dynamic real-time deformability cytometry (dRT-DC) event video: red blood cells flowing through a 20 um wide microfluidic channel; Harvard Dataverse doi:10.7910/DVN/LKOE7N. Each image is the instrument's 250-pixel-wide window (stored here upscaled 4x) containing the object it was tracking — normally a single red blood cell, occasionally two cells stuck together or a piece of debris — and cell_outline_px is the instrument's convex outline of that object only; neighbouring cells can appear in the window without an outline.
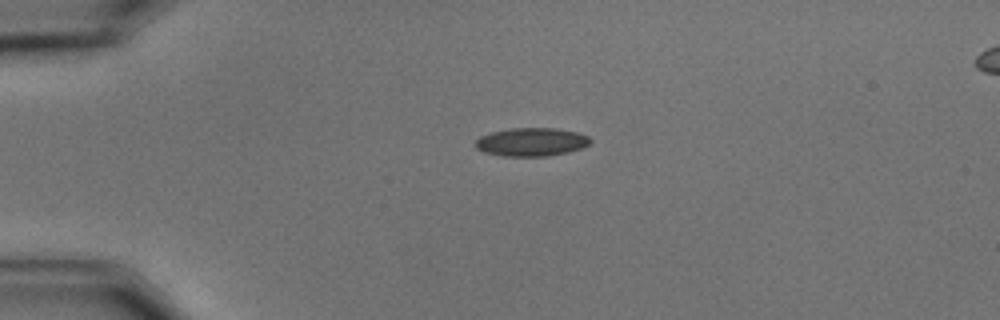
{"species": "common noctule bat (a hibernating species)", "species_latin": "Nyctalus noctula", "temperature_condition": "cold", "stored_images_in_passage": 39, "camera_frame_rate_fps": 3000, "um_per_image_px": 0.085, "animal": {"sex": "male", "body_mass_g": 15.6}, "frame": {"image": 1, "passage_image": 1, "time_ms": 0.0, "image_size_px": [1000, 320], "cell_outline_px": [[592, 140], [588, 144], [580, 148], [568, 152], [548, 156], [504, 156], [484, 152], [476, 148], [476, 140], [480, 136], [492, 132], [508, 128], [556, 128], [580, 132], [588, 136]], "centroid_in_image_um": [45.18, 12.06], "position_along_channel_um": 39.8, "area_um2": 19.02}}
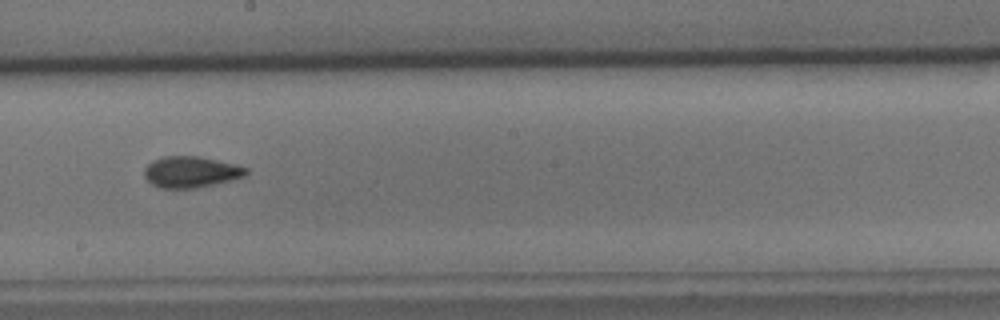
{"frame": {"image": 2, "passage_image": 20, "time_ms": 6.333, "image_size_px": [1000, 320], "cell_outline_px": [[248, 172], [244, 176], [232, 180], [196, 188], [160, 188], [152, 184], [144, 176], [144, 168], [152, 160], [164, 156], [196, 156], [216, 160], [248, 168]], "centroid_in_image_um": [16.19, 14.62], "position_along_channel_um": 232.0, "area_um2": 18.38}}
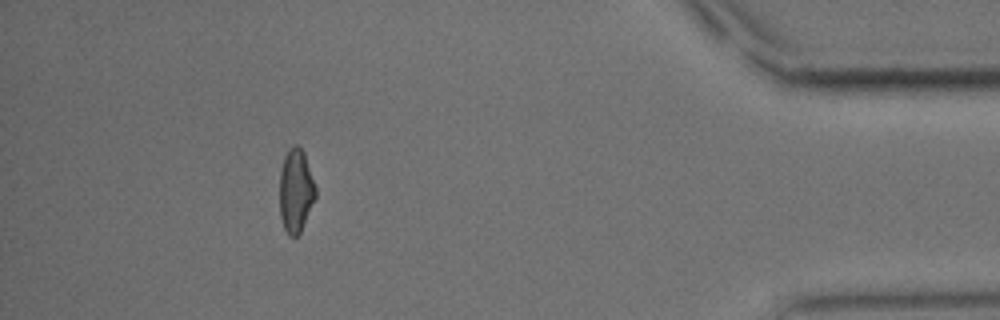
{"frame": {"image": 3, "passage_image": 39, "time_ms": 12.667, "image_size_px": [1000, 320], "cell_outline_px": [[316, 196], [300, 232], [296, 236], [288, 236], [284, 228], [280, 216], [280, 172], [284, 156], [288, 148], [292, 144], [296, 144], [304, 152], [316, 188]], "centroid_in_image_um": [25.13, 16.18], "position_along_channel_um": 410.1, "area_um2": 17.46}, "authors_computed_cell_mechanics": {"area_um2": 18.3226, "velocity_mm_per_s": 3.5669, "shape_relaxation_time_tau1_ms": 6.8186, "shape_relaxation_time_tau2_ms": 2.2897, "deformation_change_tau1": 0.1686, "deformation_change_tau2": 0.0849}}